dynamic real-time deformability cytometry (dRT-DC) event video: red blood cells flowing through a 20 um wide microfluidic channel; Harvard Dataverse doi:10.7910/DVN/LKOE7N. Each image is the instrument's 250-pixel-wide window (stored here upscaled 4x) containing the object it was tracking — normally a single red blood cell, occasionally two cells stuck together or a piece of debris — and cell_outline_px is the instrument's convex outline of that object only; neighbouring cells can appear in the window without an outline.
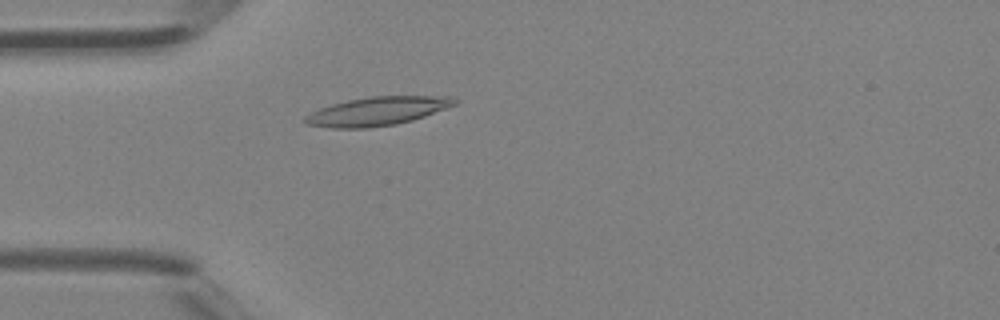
{"species": "Egyptian fruit bat (a non-hibernating species)", "species_latin": "Rousettus aegyptiacus", "temperature_condition": "room temperature", "stored_images_in_passage": 44, "camera_frame_rate_fps": 3000, "um_per_image_px": 0.085, "animal": {"sex": "female"}, "frame": {"image": 1, "passage_image": 11, "time_ms": 3.333, "image_size_px": [1000, 320], "cell_outline_px": [[460, 100], [456, 104], [424, 116], [412, 120], [396, 124], [368, 128], [332, 128], [308, 124], [304, 120], [304, 116], [320, 108], [332, 104], [348, 100], [368, 96], [452, 96]], "centroid_in_image_um": [32.09, 9.44], "position_along_channel_um": 52.9, "area_um2": 24.85}}
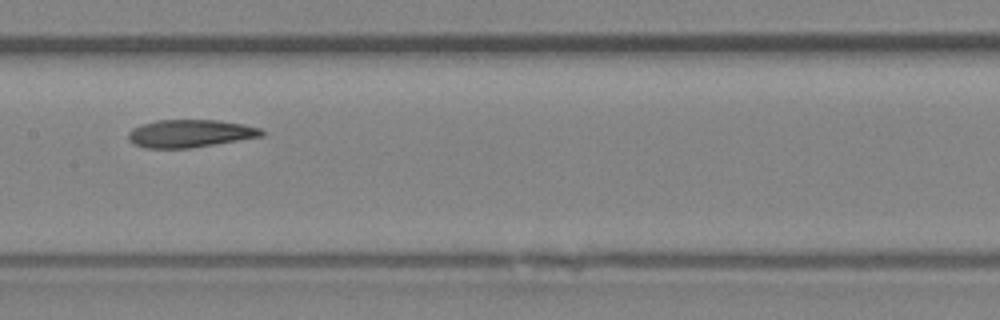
{"frame": {"image": 2, "passage_image": 21, "time_ms": 6.667, "image_size_px": [1000, 320], "cell_outline_px": [[264, 136], [192, 148], [144, 148], [132, 144], [128, 140], [128, 132], [132, 128], [140, 124], [156, 120], [216, 120], [244, 124], [260, 128], [264, 132]], "centroid_in_image_um": [16.12, 11.35], "position_along_channel_um": 191.3, "area_um2": 21.79}}
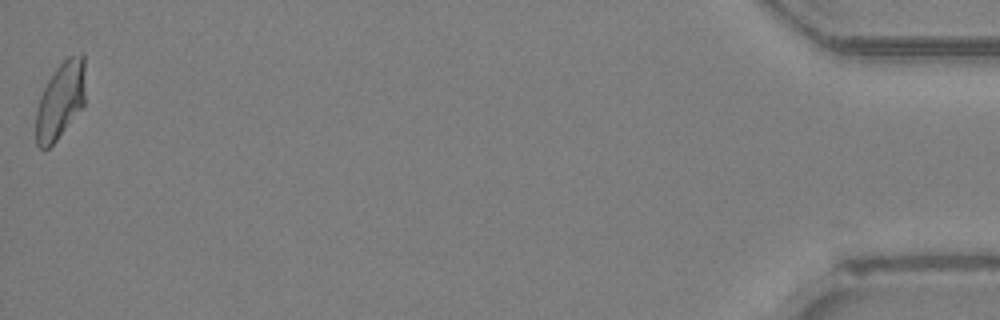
{"frame": {"image": 3, "passage_image": 44, "time_ms": 14.333, "image_size_px": [1000, 320], "cell_outline_px": [[84, 104], [56, 140], [48, 148], [40, 148], [36, 144], [36, 108], [40, 96], [48, 80], [56, 68], [68, 56], [84, 52]], "centroid_in_image_um": [5.12, 8.51], "position_along_channel_um": 430.1, "area_um2": 21.85}, "authors_computed_cell_mechanics": {"area_um2": 22.2241, "velocity_mm_per_s": 4.4139, "shape_relaxation_time_tau1_ms": null, "shape_relaxation_time_tau2_ms": 1.5019, "deformation_change_tau1": null, "deformation_change_tau2": 0.0888}}